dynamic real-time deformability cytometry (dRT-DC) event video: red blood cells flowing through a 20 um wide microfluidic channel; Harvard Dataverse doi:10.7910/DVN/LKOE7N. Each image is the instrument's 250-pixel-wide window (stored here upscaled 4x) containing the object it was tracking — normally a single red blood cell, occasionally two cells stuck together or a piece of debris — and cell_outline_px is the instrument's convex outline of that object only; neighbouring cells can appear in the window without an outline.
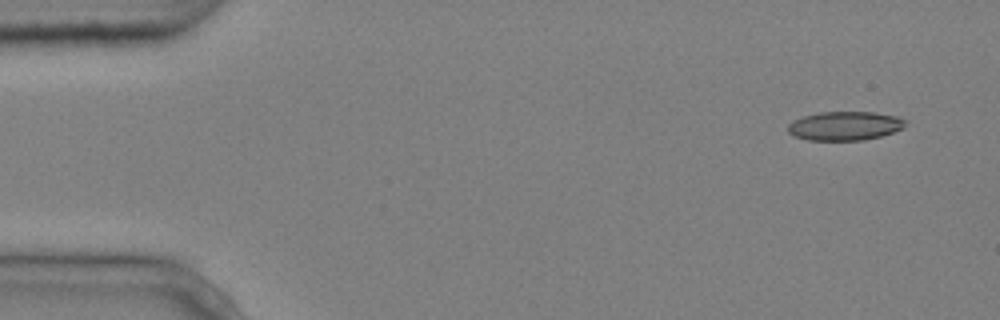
{"species": "common noctule bat (a hibernating species)", "species_latin": "Nyctalus noctula", "temperature_condition": "cold", "stored_images_in_passage": 6, "camera_frame_rate_fps": 3000, "um_per_image_px": 0.085, "animal": {"sex": "male", "body_mass_g": 20.4}, "frame": {"image": 1, "passage_image": 1, "time_ms": 0.0, "image_size_px": [1000, 320], "cell_outline_px": [[904, 128], [880, 136], [864, 140], [808, 140], [796, 136], [788, 132], [788, 124], [792, 120], [804, 116], [820, 112], [872, 112], [896, 116], [904, 120]], "centroid_in_image_um": [71.78, 10.7], "position_along_channel_um": 13.2, "area_um2": 19.59}}
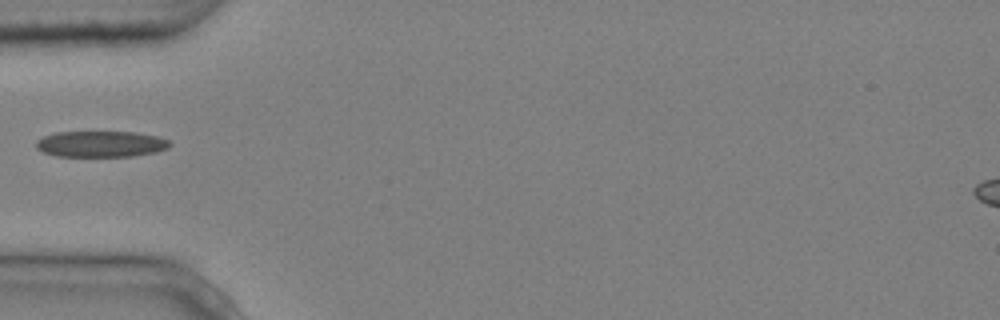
{"frame": {"image": 2, "passage_image": 5, "time_ms": 1.333, "image_size_px": [1000, 320], "cell_outline_px": [[172, 144], [168, 148], [156, 152], [132, 156], [56, 156], [44, 152], [36, 148], [36, 140], [44, 136], [56, 132], [136, 132], [156, 136], [168, 140]], "centroid_in_image_um": [8.57, 12.24], "position_along_channel_um": 76.4, "area_um2": 20.29}}
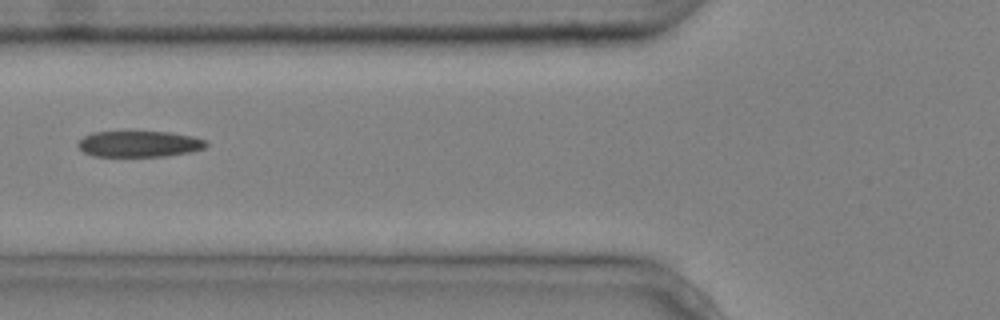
{"frame": {"image": 3, "passage_image": 6, "time_ms": 1.667, "image_size_px": [1000, 320], "cell_outline_px": [[208, 144], [204, 148], [192, 152], [164, 156], [92, 156], [84, 152], [76, 144], [84, 136], [92, 132], [168, 132], [192, 136], [208, 140]], "centroid_in_image_um": [11.86, 12.24], "position_along_channel_um": 113.9, "area_um2": 19.48}}